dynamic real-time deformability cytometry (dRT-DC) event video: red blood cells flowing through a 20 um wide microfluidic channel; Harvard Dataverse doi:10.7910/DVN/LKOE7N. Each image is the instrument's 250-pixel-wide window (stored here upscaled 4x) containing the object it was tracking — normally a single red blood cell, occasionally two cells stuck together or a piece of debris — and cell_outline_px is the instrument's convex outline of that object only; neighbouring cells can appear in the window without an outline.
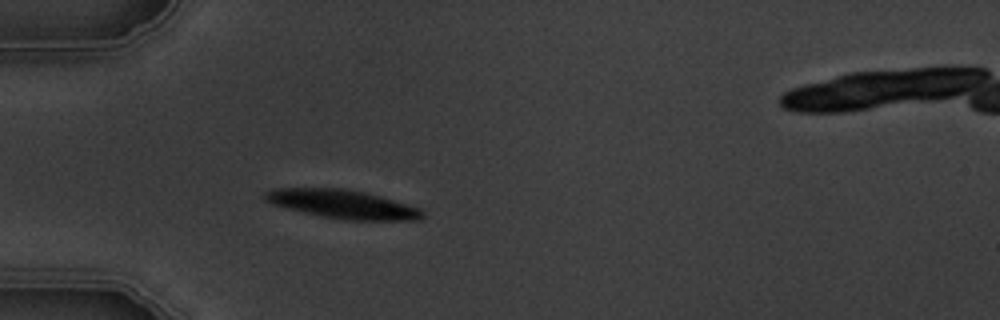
{"species": "common noctule bat (a hibernating species)", "species_latin": "Nyctalus noctula", "temperature_condition": "warm", "stored_images_in_passage": 3, "camera_frame_rate_fps": 3000, "um_per_image_px": 0.085, "animal": {"sex": "male", "body_mass_g": 19.5, "forearm_length_mm": 54.6}, "frame": {"image": 1, "passage_image": 3, "time_ms": 2.333, "image_size_px": [1000, 320], "cell_outline_px": [[424, 216], [420, 220], [348, 220], [324, 216], [304, 212], [288, 208], [264, 200], [264, 192], [276, 188], [344, 188], [364, 192], [380, 196], [408, 204], [420, 208], [424, 212]], "centroid_in_image_um": [29.17, 17.35], "position_along_channel_um": 55.8, "area_um2": 26.01}}